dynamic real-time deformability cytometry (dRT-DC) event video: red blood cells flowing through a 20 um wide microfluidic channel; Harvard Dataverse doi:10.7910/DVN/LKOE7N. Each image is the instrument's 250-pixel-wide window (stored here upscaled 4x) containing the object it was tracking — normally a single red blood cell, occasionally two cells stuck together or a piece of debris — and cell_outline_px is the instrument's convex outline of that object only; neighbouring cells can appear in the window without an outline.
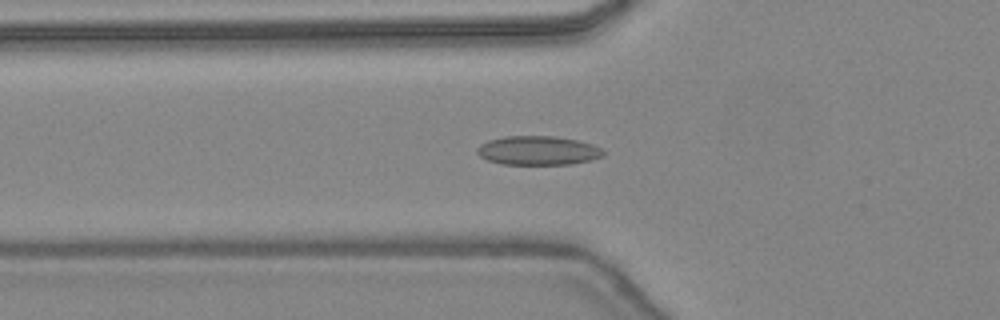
{"species": "common noctule bat (a hibernating species)", "species_latin": "Nyctalus noctula", "temperature_condition": "warm", "stored_images_in_passage": 47, "camera_frame_rate_fps": 3000, "um_per_image_px": 0.085, "animal": {"sex": "female", "body_mass_g": 24.6, "forearm_length_mm": 56.2}, "frame": {"image": 1, "passage_image": 17, "time_ms": 5.333, "image_size_px": [1000, 320], "cell_outline_px": [[604, 156], [572, 164], [500, 164], [488, 160], [480, 156], [476, 152], [476, 148], [480, 144], [488, 140], [504, 136], [556, 136], [576, 140], [592, 144], [600, 148], [604, 152]], "centroid_in_image_um": [45.69, 12.79], "position_along_channel_um": 80.1, "area_um2": 21.33}}
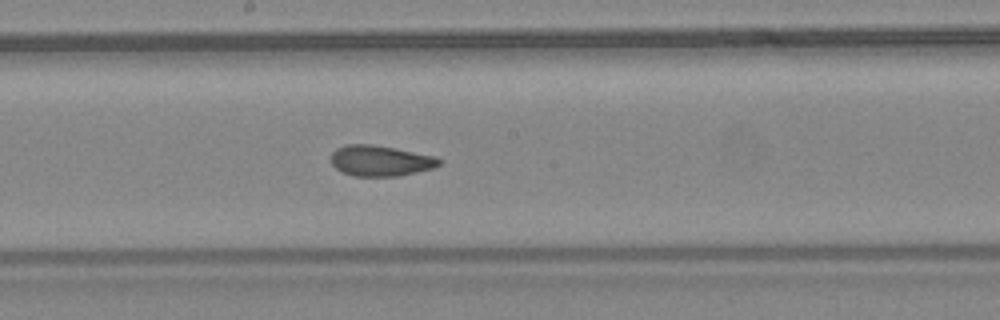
{"frame": {"image": 2, "passage_image": 26, "time_ms": 8.333, "image_size_px": [1000, 320], "cell_outline_px": [[440, 164], [432, 168], [400, 176], [356, 176], [344, 172], [336, 168], [332, 164], [332, 152], [336, 148], [344, 144], [372, 144], [396, 148], [436, 156], [440, 160]], "centroid_in_image_um": [32.33, 13.65], "position_along_channel_um": 215.9, "area_um2": 19.31}}
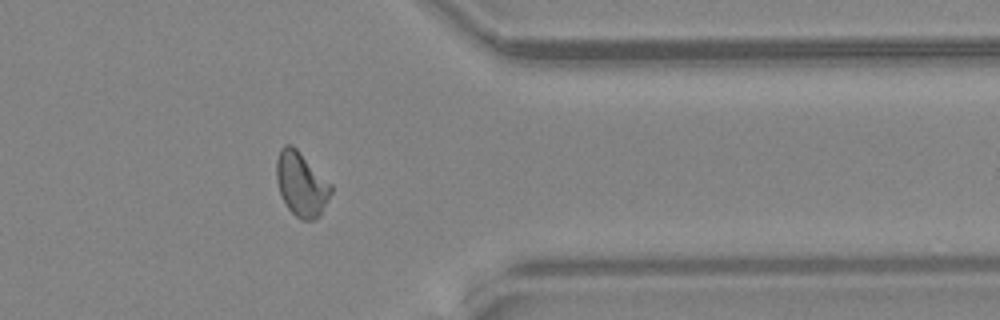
{"frame": {"image": 3, "passage_image": 38, "time_ms": 12.333, "image_size_px": [1000, 320], "cell_outline_px": [[332, 192], [320, 216], [312, 220], [300, 220], [288, 208], [280, 192], [276, 180], [276, 160], [280, 148], [284, 144], [292, 144], [332, 184]], "centroid_in_image_um": [25.61, 15.64], "position_along_channel_um": 385.8, "area_um2": 20.46}, "authors_computed_cell_mechanics": {"area_um2": 19.7676, "velocity_mm_per_s": 4.493, "shape_relaxation_time_tau1_ms": 9.59, "shape_relaxation_time_tau2_ms": 1.3193, "deformation_change_tau1": 0.2002, "deformation_change_tau2": 0.0643}}